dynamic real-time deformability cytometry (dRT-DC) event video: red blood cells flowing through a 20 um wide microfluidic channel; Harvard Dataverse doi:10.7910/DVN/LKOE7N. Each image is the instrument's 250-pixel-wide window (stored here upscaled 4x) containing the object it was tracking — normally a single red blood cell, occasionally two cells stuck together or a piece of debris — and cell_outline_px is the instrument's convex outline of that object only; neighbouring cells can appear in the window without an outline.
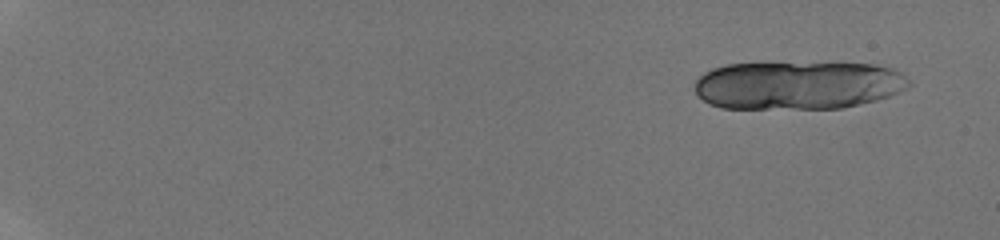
{"species": "human", "species_latin": "Homo sapiens", "temperature_condition": "room temperature", "stored_images_in_passage": 38, "camera_frame_rate_fps": 3000, "um_per_image_px": 0.085, "donor": {"sex": "male"}, "frame": {"image": 1, "passage_image": 1, "time_ms": 0.0, "image_size_px": [1000, 240], "cell_outline_px": [[912, 84], [900, 92], [876, 100], [840, 108], [720, 108], [708, 104], [696, 92], [696, 80], [704, 72], [712, 68], [724, 64], [872, 64], [892, 68], [900, 72]], "centroid_in_image_um": [67.81, 7.25], "position_along_channel_um": 17.2, "area_um2": 59.71}}